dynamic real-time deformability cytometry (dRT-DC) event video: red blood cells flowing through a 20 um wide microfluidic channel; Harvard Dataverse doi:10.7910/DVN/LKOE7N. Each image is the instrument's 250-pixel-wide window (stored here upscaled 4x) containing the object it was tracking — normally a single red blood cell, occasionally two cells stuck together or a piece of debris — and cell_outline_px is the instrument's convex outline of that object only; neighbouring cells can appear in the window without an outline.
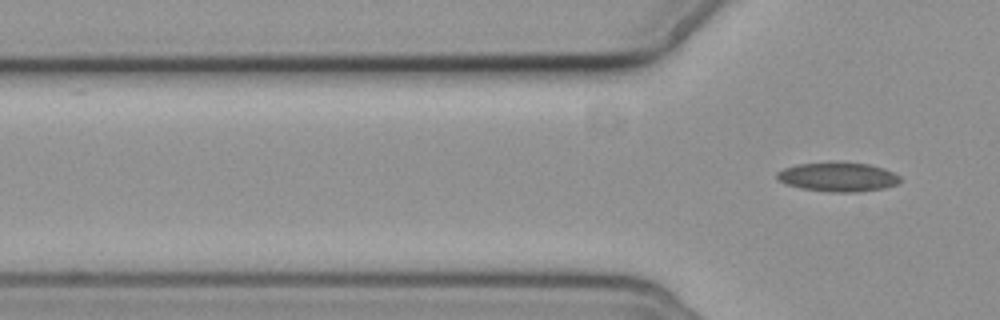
{"species": "common noctule bat (a hibernating species)", "species_latin": "Nyctalus noctula", "temperature_condition": "cold", "stored_images_in_passage": 4, "camera_frame_rate_fps": 3000, "um_per_image_px": 0.085, "animal": {"sex": "female", "body_mass_g": 19.3, "forearm_length_mm": 54.1}, "frame": {"image": 1, "passage_image": 4, "time_ms": 5.333, "image_size_px": [1000, 320], "cell_outline_px": [[900, 180], [896, 184], [884, 188], [860, 192], [832, 192], [800, 188], [784, 184], [776, 176], [776, 172], [784, 168], [796, 164], [836, 160], [872, 164], [884, 168], [900, 176]], "centroid_in_image_um": [71.21, 15.01], "position_along_channel_um": 54.6, "area_um2": 21.56}}